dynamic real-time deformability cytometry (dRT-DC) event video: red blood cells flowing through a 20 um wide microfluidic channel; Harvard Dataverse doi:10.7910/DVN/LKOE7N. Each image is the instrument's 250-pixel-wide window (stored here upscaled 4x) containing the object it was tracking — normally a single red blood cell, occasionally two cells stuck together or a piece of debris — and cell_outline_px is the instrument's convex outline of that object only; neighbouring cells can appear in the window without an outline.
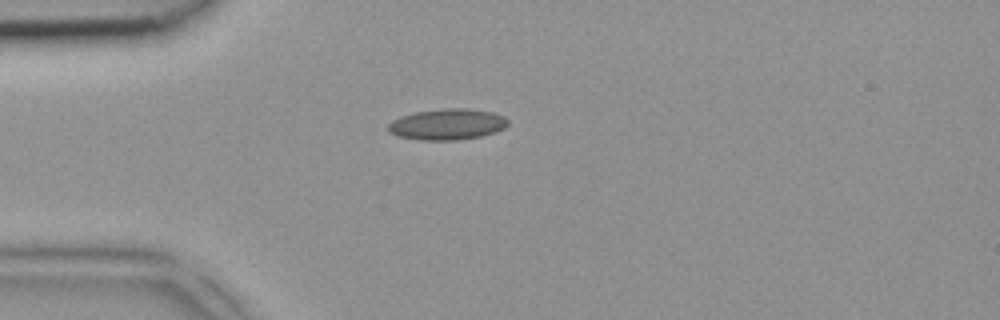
{"species": "common noctule bat (a hibernating species)", "species_latin": "Nyctalus noctula", "temperature_condition": "room temperature", "stored_images_in_passage": 1, "camera_frame_rate_fps": 3000, "um_per_image_px": 0.085, "animal": {"sex": "female", "body_mass_g": 18.4}, "frame": {"image": 1, "passage_image": 1, "time_ms": 0.0, "image_size_px": [1000, 320], "cell_outline_px": [[508, 124], [504, 128], [496, 132], [480, 136], [456, 140], [420, 140], [396, 136], [388, 132], [388, 124], [392, 120], [400, 116], [416, 112], [444, 108], [468, 108], [492, 112], [504, 116], [508, 120]], "centroid_in_image_um": [38.0, 10.56], "position_along_channel_um": 47.0, "area_um2": 21.79}}